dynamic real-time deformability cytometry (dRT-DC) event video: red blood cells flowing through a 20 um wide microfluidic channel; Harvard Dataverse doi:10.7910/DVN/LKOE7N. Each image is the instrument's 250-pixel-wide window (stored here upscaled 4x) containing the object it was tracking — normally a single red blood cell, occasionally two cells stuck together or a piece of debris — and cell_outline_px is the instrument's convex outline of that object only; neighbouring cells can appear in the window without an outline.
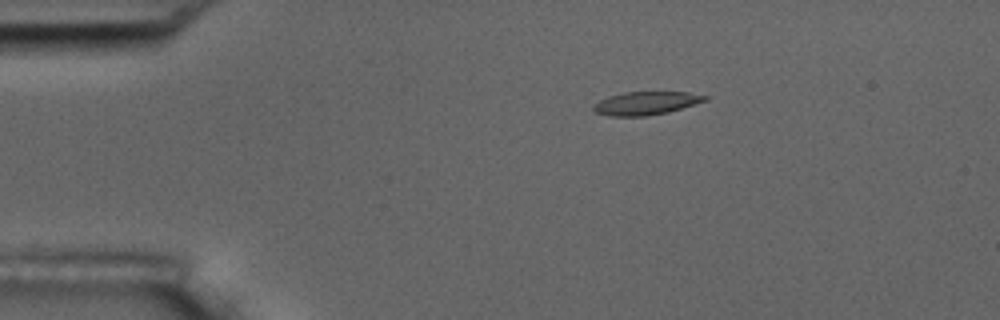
{"species": "common noctule bat (a hibernating species)", "species_latin": "Nyctalus noctula", "temperature_condition": "room temperature", "stored_images_in_passage": 2, "camera_frame_rate_fps": 3000, "um_per_image_px": 0.085, "animal": {"sex": "male", "body_mass_g": 17.5, "forearm_length_mm": 52.3}, "frame": {"image": 1, "passage_image": 1, "time_ms": 0.0, "image_size_px": [1000, 320], "cell_outline_px": [[708, 100], [668, 112], [644, 116], [608, 116], [596, 112], [592, 108], [600, 100], [608, 96], [624, 92], [688, 92], [708, 96]], "centroid_in_image_um": [54.92, 8.77], "position_along_channel_um": 30.1, "area_um2": 14.97}}